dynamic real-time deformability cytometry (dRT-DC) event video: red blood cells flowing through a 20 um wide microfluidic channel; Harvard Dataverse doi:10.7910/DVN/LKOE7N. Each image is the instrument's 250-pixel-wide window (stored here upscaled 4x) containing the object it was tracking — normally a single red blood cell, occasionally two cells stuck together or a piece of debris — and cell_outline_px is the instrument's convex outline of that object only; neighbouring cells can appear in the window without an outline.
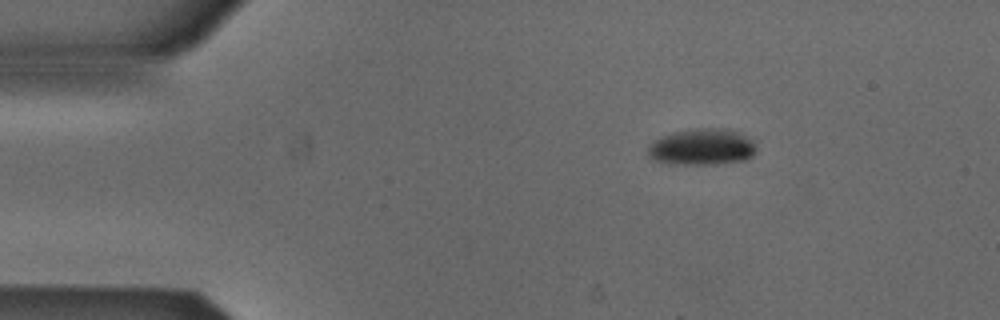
{"species": "Egyptian fruit bat (a non-hibernating species)", "species_latin": "Rousettus aegyptiacus", "temperature_condition": "cold", "stored_images_in_passage": 3, "camera_frame_rate_fps": 3000, "um_per_image_px": 0.085, "animal": {"sex": "male"}, "frame": {"image": 1, "passage_image": 1, "time_ms": 0.0, "image_size_px": [1000, 320], "cell_outline_px": [[756, 152], [748, 160], [724, 164], [668, 164], [656, 160], [648, 156], [648, 148], [652, 140], [660, 136], [672, 132], [692, 128], [728, 128], [740, 132], [756, 140]], "centroid_in_image_um": [59.72, 12.48], "position_along_channel_um": 25.3, "area_um2": 23.81}}